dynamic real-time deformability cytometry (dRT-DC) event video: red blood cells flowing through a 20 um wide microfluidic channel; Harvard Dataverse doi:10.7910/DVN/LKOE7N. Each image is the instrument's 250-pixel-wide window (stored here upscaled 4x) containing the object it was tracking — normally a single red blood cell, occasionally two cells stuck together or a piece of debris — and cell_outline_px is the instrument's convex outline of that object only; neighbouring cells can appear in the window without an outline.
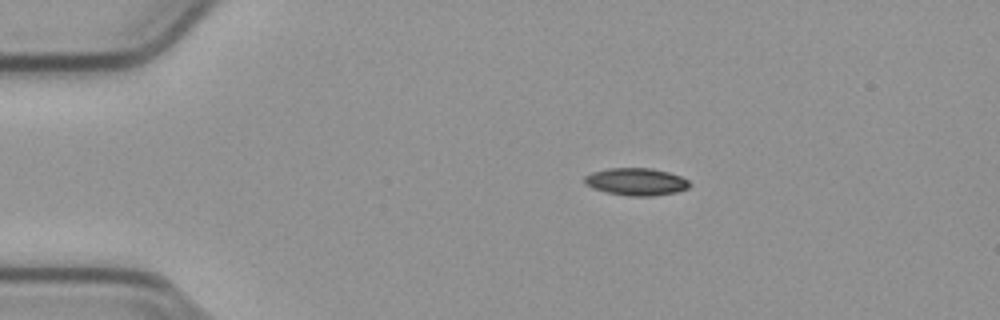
{"species": "common noctule bat (a hibernating species)", "species_latin": "Nyctalus noctula", "temperature_condition": "cold", "stored_images_in_passage": 45, "camera_frame_rate_fps": 3000, "um_per_image_px": 0.085, "animal": {"sex": "male", "body_mass_g": 23.1, "forearm_length_mm": 52.7}, "frame": {"image": 1, "passage_image": 1, "time_ms": 0.0, "image_size_px": [1000, 320], "cell_outline_px": [[692, 184], [688, 188], [676, 192], [652, 196], [628, 196], [608, 192], [584, 184], [584, 176], [592, 172], [608, 168], [652, 168], [668, 172], [680, 176], [688, 180]], "centroid_in_image_um": [54.09, 15.44], "position_along_channel_um": 30.9, "area_um2": 16.7}}
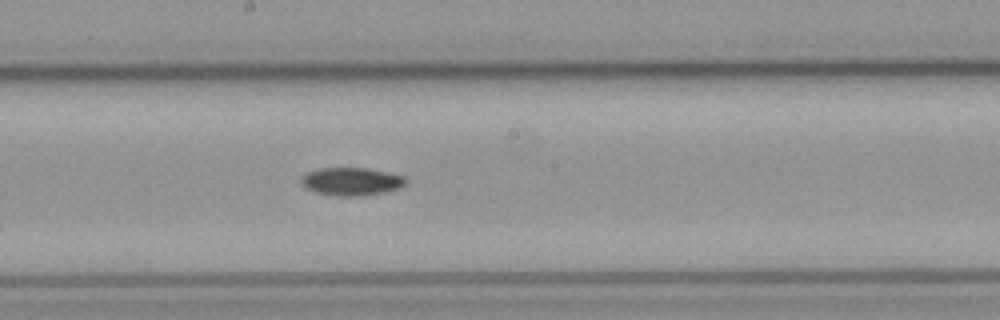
{"frame": {"image": 2, "passage_image": 20, "time_ms": 6.333, "image_size_px": [1000, 320], "cell_outline_px": [[408, 184], [400, 188], [384, 192], [360, 196], [336, 196], [316, 192], [308, 188], [300, 180], [308, 172], [320, 168], [368, 168], [404, 176], [408, 180]], "centroid_in_image_um": [29.95, 15.43], "position_along_channel_um": 218.3, "area_um2": 16.94}}
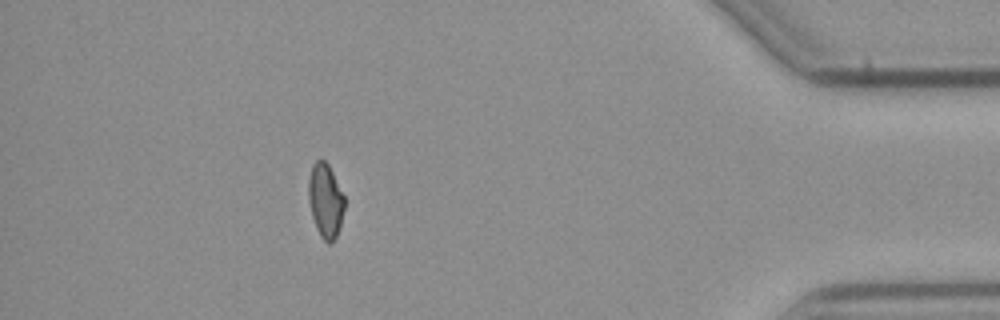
{"frame": {"image": 3, "passage_image": 39, "time_ms": 12.667, "image_size_px": [1000, 320], "cell_outline_px": [[344, 208], [340, 224], [336, 236], [332, 244], [328, 244], [320, 236], [316, 228], [312, 216], [308, 200], [308, 180], [312, 164], [316, 160], [324, 160], [328, 164], [344, 196]], "centroid_in_image_um": [27.64, 17.06], "position_along_channel_um": 407.6, "area_um2": 15.49}}